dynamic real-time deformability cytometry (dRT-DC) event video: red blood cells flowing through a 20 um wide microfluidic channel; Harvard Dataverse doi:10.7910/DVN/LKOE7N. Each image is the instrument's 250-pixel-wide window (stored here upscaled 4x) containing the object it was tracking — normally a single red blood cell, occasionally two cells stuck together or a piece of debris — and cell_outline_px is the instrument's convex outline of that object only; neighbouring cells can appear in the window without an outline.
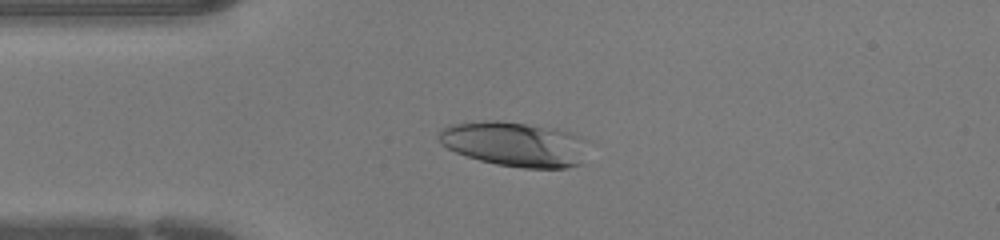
{"species": "human", "species_latin": "Homo sapiens", "temperature_condition": "warm", "stored_images_in_passage": 44, "camera_frame_rate_fps": 3000, "um_per_image_px": 0.085, "donor": {"sex": "female"}, "frame": {"image": 1, "passage_image": 10, "time_ms": 3.0, "image_size_px": [1000, 240], "cell_outline_px": [[584, 164], [568, 168], [524, 168], [496, 164], [480, 160], [456, 152], [440, 144], [440, 128], [448, 124], [484, 120], [496, 120], [556, 128], [580, 136], [584, 140]], "centroid_in_image_um": [43.74, 12.25], "position_along_channel_um": 41.3, "area_um2": 39.02}}
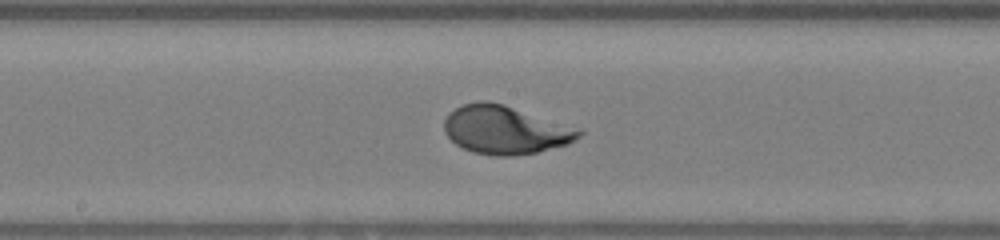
{"frame": {"image": 2, "passage_image": 22, "time_ms": 7.0, "image_size_px": [1000, 240], "cell_outline_px": [[584, 132], [576, 140], [568, 144], [536, 152], [516, 156], [492, 156], [472, 152], [456, 144], [444, 132], [444, 120], [448, 112], [464, 104], [480, 100], [488, 100], [504, 104], [584, 128]], "centroid_in_image_um": [43.0, 11.03], "position_along_channel_um": 205.2, "area_um2": 38.67}}
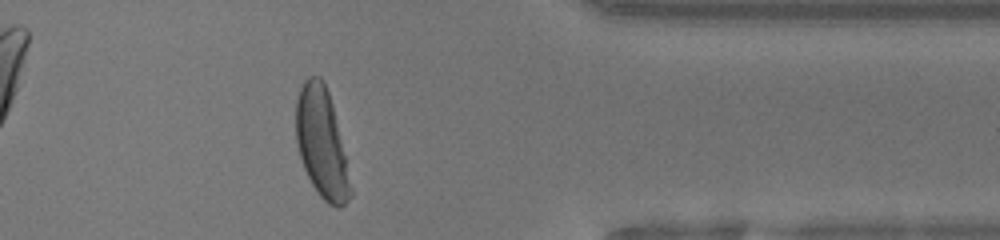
{"frame": {"image": 3, "passage_image": 35, "time_ms": 11.333, "image_size_px": [1000, 240], "cell_outline_px": [[352, 196], [340, 208], [336, 208], [328, 204], [320, 196], [312, 184], [304, 168], [300, 156], [296, 140], [296, 100], [300, 88], [304, 80], [308, 76], [320, 76], [324, 80], [332, 104], [352, 188]], "centroid_in_image_um": [27.33, 12.16], "position_along_channel_um": 384.1, "area_um2": 34.45}}